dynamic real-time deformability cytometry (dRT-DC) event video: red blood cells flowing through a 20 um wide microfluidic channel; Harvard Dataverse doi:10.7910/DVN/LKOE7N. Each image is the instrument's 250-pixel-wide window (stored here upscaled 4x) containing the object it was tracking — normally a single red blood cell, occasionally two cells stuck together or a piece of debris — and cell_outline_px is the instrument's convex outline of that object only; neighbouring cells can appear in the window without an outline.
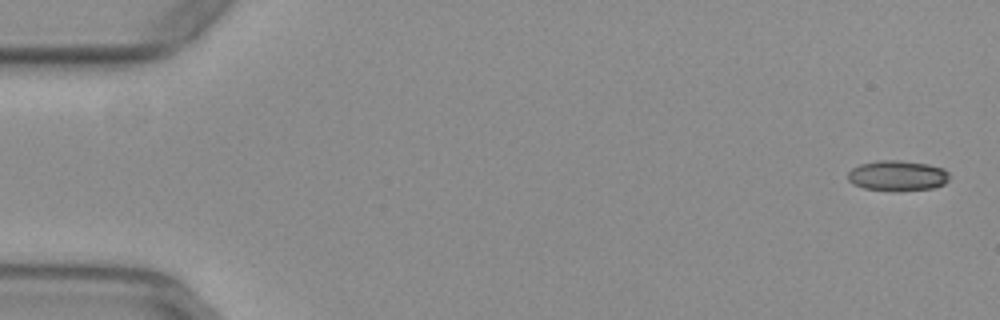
{"species": "common noctule bat (a hibernating species)", "species_latin": "Nyctalus noctula", "temperature_condition": "warm", "stored_images_in_passage": 7, "camera_frame_rate_fps": 3000, "um_per_image_px": 0.085, "animal": {"sex": "female", "body_mass_g": 29.2, "forearm_length_mm": 56.3}, "frame": {"image": 1, "passage_image": 1, "time_ms": 0.0, "image_size_px": [1000, 320], "cell_outline_px": [[948, 180], [944, 184], [932, 188], [896, 192], [892, 192], [864, 188], [852, 184], [848, 180], [848, 172], [852, 168], [860, 164], [876, 160], [900, 160], [928, 164], [944, 168], [948, 172]], "centroid_in_image_um": [76.26, 14.94], "position_along_channel_um": 8.7, "area_um2": 18.32}}